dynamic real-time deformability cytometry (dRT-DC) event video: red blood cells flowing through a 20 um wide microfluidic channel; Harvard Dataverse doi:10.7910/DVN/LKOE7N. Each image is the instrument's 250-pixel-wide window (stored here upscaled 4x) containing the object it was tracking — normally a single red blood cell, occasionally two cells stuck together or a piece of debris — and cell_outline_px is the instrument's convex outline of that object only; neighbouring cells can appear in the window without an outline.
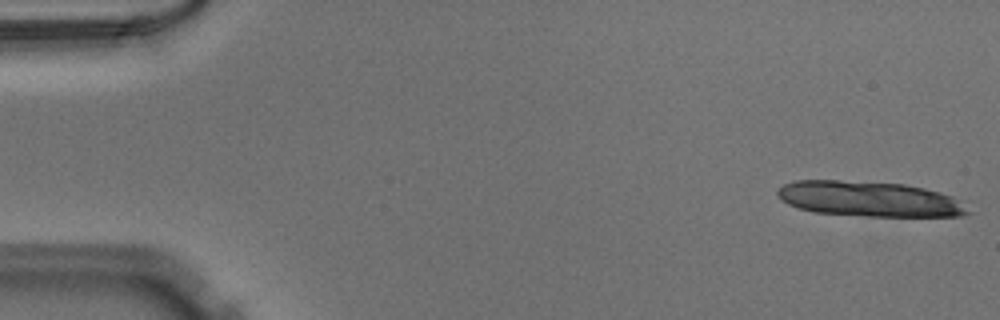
{"species": "Egyptian fruit bat (a non-hibernating species)", "species_latin": "Rousettus aegyptiacus", "temperature_condition": "warm", "stored_images_in_passage": 14, "camera_frame_rate_fps": 3000, "um_per_image_px": 0.085, "animal": {"sex": "male"}, "frame": {"image": 1, "passage_image": 1, "time_ms": 0.0, "image_size_px": [1000, 320], "cell_outline_px": [[972, 212], [964, 216], [868, 216], [816, 212], [800, 208], [788, 204], [780, 200], [776, 196], [776, 192], [784, 184], [796, 180], [840, 180], [904, 184], [924, 188], [940, 192], [952, 196]], "centroid_in_image_um": [73.87, 16.91], "position_along_channel_um": 11.1, "area_um2": 38.96}}